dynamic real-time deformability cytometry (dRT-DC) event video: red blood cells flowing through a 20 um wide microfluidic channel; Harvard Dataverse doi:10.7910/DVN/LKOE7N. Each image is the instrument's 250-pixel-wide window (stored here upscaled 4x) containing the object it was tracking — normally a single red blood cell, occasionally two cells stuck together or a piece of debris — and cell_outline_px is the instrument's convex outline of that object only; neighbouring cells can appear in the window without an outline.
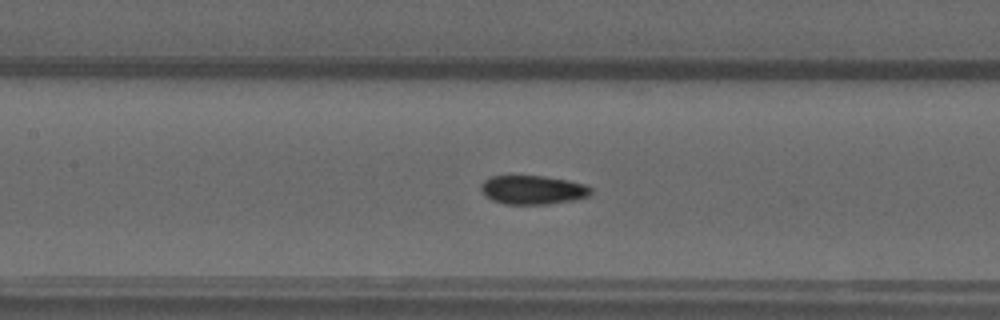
{"species": "common noctule bat (a hibernating species)", "species_latin": "Nyctalus noctula", "temperature_condition": "warm", "stored_images_in_passage": 21, "camera_frame_rate_fps": 3000, "um_per_image_px": 0.085, "animal": {"sex": "male", "forearm_length_mm": 52.5}, "frame": {"image": 1, "passage_image": 7, "time_ms": 2.0, "image_size_px": [1000, 320], "cell_outline_px": [[592, 192], [588, 196], [576, 200], [548, 204], [504, 204], [492, 200], [480, 188], [480, 184], [484, 180], [492, 176], [544, 176], [568, 180], [584, 184], [592, 188]], "centroid_in_image_um": [45.32, 16.14], "position_along_channel_um": 162.1, "area_um2": 18.5}}
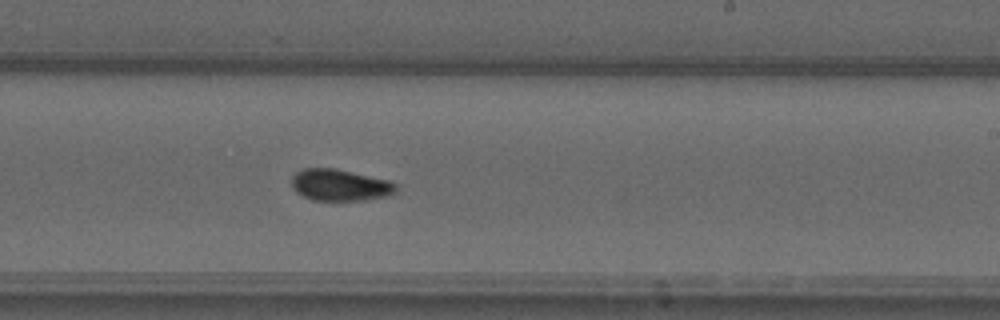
{"frame": {"image": 2, "passage_image": 15, "time_ms": 4.667, "image_size_px": [1000, 320], "cell_outline_px": [[396, 192], [388, 196], [364, 200], [312, 200], [296, 192], [292, 188], [292, 176], [296, 172], [304, 168], [336, 168], [388, 180], [396, 184]], "centroid_in_image_um": [28.89, 15.73], "position_along_channel_um": 260.1, "area_um2": 19.25}}
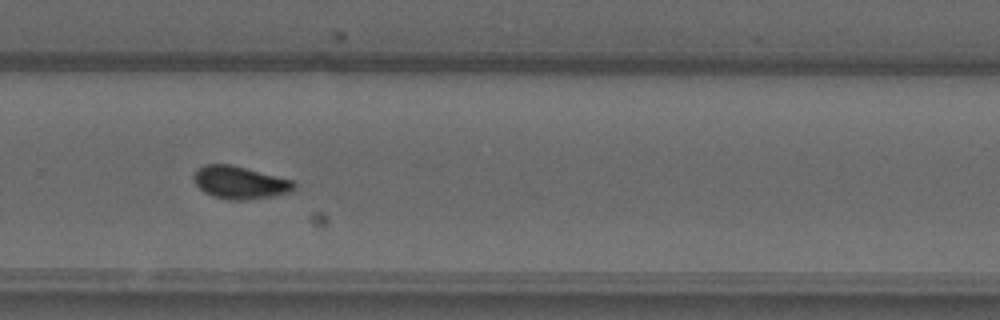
{"frame": {"image": 3, "passage_image": 19, "time_ms": 6.0, "image_size_px": [1000, 320], "cell_outline_px": [[296, 188], [292, 192], [272, 196], [240, 200], [236, 200], [212, 196], [204, 192], [196, 184], [196, 168], [204, 164], [232, 164], [292, 180], [296, 184]], "centroid_in_image_um": [20.42, 15.5], "position_along_channel_um": 309.4, "area_um2": 18.9}}